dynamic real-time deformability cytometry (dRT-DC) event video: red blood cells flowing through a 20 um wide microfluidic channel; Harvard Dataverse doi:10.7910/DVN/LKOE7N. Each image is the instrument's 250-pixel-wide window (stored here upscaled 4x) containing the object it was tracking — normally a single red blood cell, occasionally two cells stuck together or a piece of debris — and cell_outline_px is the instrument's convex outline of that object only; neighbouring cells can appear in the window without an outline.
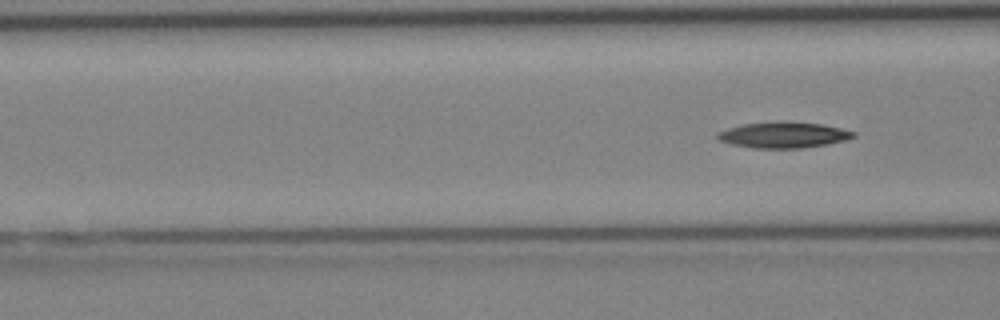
{"species": "Egyptian fruit bat (a non-hibernating species)", "species_latin": "Rousettus aegyptiacus", "temperature_condition": "cold", "stored_images_in_passage": 5, "segment_of_instrument_passage": [2, 2], "camera_frame_rate_fps": 3000, "um_per_image_px": 0.085, "animal": {"sex": "female"}, "frame": {"image": 1, "passage_image": 5, "time_ms": 5.667, "image_size_px": [1000, 320], "cell_outline_px": [[856, 136], [844, 140], [828, 144], [804, 148], [752, 148], [732, 144], [720, 140], [716, 136], [716, 132], [728, 128], [744, 124], [784, 120], [792, 120], [824, 124], [856, 132]], "centroid_in_image_um": [66.62, 11.45], "position_along_channel_um": 100.0, "area_um2": 20.87}}